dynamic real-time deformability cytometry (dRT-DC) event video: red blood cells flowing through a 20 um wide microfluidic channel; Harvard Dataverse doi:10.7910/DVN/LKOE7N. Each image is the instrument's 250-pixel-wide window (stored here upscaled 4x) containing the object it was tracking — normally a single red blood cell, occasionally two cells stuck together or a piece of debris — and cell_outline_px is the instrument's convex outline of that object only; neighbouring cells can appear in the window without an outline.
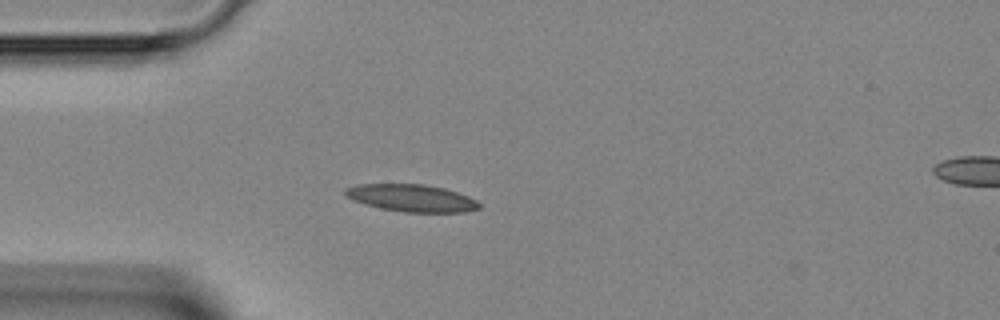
{"species": "Egyptian fruit bat (a non-hibernating species)", "species_latin": "Rousettus aegyptiacus", "temperature_condition": "room temperature", "stored_images_in_passage": 35, "camera_frame_rate_fps": 3000, "um_per_image_px": 0.085, "animal": {"sex": "female"}, "frame": {"image": 1, "passage_image": 1, "time_ms": 0.0, "image_size_px": [1000, 320], "cell_outline_px": [[480, 208], [464, 212], [404, 212], [380, 208], [364, 204], [352, 200], [344, 196], [344, 188], [356, 184], [424, 184], [444, 188], [468, 196], [476, 200], [480, 204]], "centroid_in_image_um": [34.93, 16.83], "position_along_channel_um": 50.1, "area_um2": 21.39}}
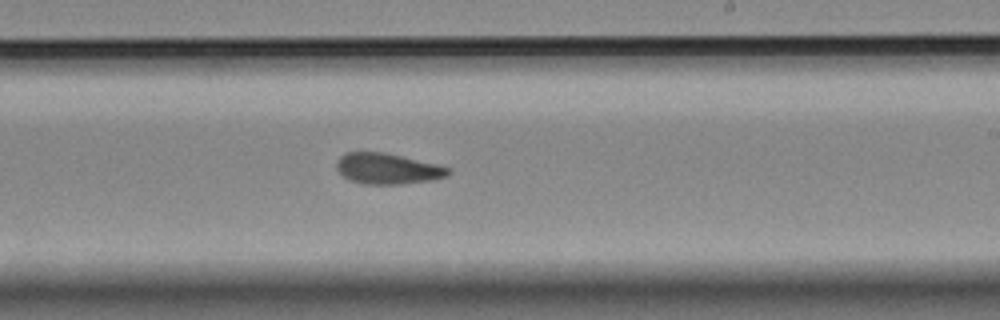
{"frame": {"image": 2, "passage_image": 16, "time_ms": 5.0, "image_size_px": [1000, 320], "cell_outline_px": [[452, 172], [448, 176], [432, 180], [400, 184], [364, 184], [348, 180], [336, 168], [336, 160], [344, 152], [384, 152], [436, 164], [448, 168]], "centroid_in_image_um": [32.91, 14.34], "position_along_channel_um": 256.1, "area_um2": 20.06}}
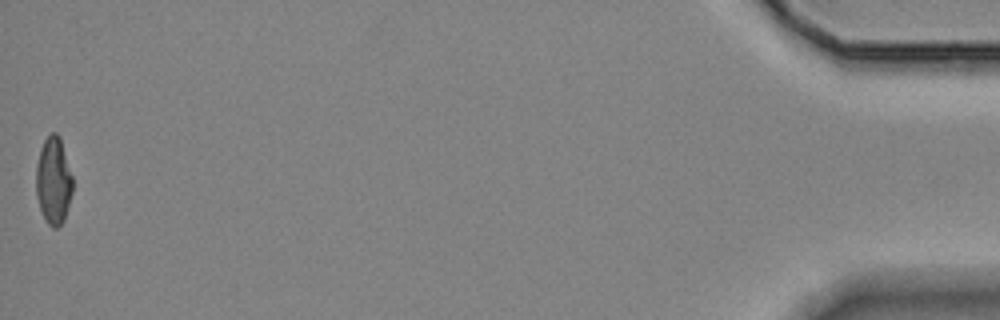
{"frame": {"image": 3, "passage_image": 35, "time_ms": 11.333, "image_size_px": [1000, 320], "cell_outline_px": [[72, 192], [64, 220], [56, 228], [52, 228], [48, 224], [40, 208], [36, 196], [36, 164], [40, 148], [44, 140], [52, 132], [56, 132], [60, 136], [72, 176]], "centroid_in_image_um": [4.53, 15.34], "position_along_channel_um": 430.7, "area_um2": 18.55}}